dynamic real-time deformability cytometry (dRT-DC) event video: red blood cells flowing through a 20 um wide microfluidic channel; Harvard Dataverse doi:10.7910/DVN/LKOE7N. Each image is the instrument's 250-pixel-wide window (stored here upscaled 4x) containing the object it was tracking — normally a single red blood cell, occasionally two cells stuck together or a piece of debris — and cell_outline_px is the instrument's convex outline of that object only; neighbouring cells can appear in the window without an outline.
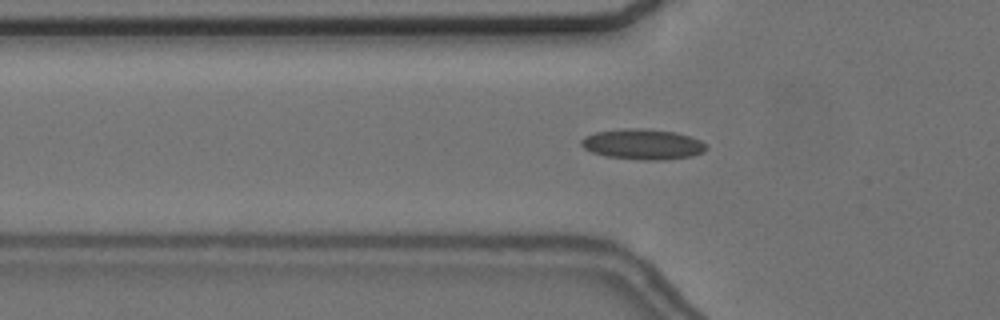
{"species": "common noctule bat (a hibernating species)", "species_latin": "Nyctalus noctula", "temperature_condition": "cold", "stored_images_in_passage": 52, "camera_frame_rate_fps": 3000, "um_per_image_px": 0.085, "animal": {"sex": "female", "body_mass_g": 24.6, "forearm_length_mm": 56.2}, "frame": {"image": 1, "passage_image": 15, "time_ms": 4.667, "image_size_px": [1000, 320], "cell_outline_px": [[708, 148], [704, 152], [692, 156], [664, 160], [636, 160], [604, 156], [592, 152], [584, 148], [580, 144], [580, 140], [584, 136], [596, 132], [624, 128], [640, 128], [676, 132], [700, 140]], "centroid_in_image_um": [54.61, 12.27], "position_along_channel_um": 71.2, "area_um2": 22.37}}
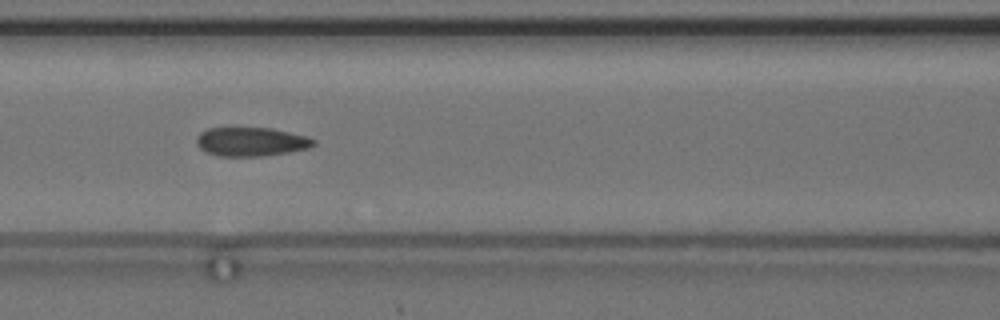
{"frame": {"image": 2, "passage_image": 21, "time_ms": 6.667, "image_size_px": [1000, 320], "cell_outline_px": [[316, 144], [308, 148], [288, 152], [264, 156], [220, 156], [208, 152], [200, 148], [196, 144], [196, 136], [200, 132], [208, 128], [272, 128], [308, 136], [316, 140]], "centroid_in_image_um": [21.36, 12.04], "position_along_channel_um": 145.2, "area_um2": 19.77}}
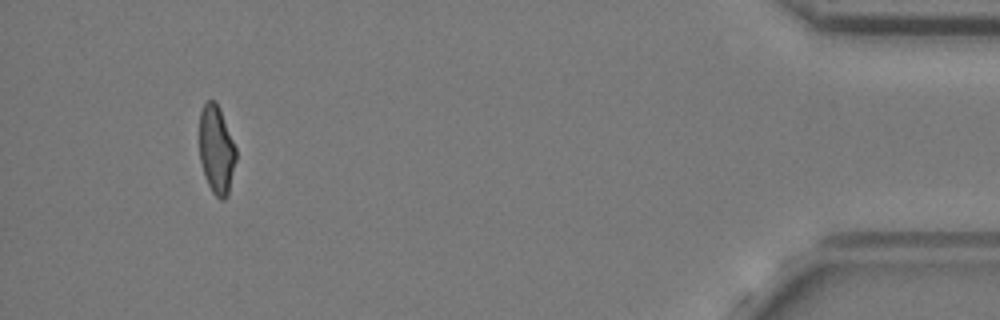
{"frame": {"image": 3, "passage_image": 49, "time_ms": 16.0, "image_size_px": [1000, 320], "cell_outline_px": [[236, 160], [228, 196], [224, 200], [220, 200], [212, 192], [204, 176], [200, 160], [200, 112], [204, 104], [208, 100], [216, 100], [220, 108], [236, 148]], "centroid_in_image_um": [18.4, 12.74], "position_along_channel_um": 416.8, "area_um2": 18.96}, "authors_computed_cell_mechanics": {"area_um2": 20.0855, "velocity_mm_per_s": 3.6635, "shape_relaxation_time_tau1_ms": null, "shape_relaxation_time_tau2_ms": 2.3729, "deformation_change_tau1": null, "deformation_change_tau2": 0.0789}}